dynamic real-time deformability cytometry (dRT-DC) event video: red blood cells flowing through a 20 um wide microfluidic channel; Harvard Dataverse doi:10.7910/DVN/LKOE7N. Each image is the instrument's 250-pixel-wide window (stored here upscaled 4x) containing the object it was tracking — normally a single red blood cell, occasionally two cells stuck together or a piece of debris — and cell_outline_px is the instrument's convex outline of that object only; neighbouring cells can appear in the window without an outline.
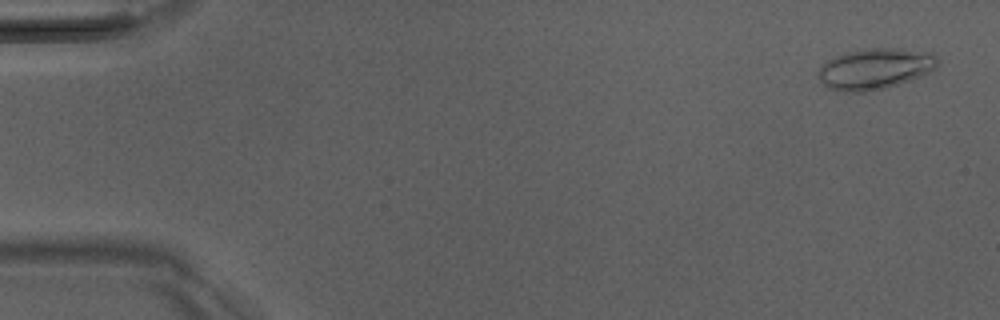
{"species": "Egyptian fruit bat (a non-hibernating species)", "species_latin": "Rousettus aegyptiacus", "temperature_condition": "room temperature", "stored_images_in_passage": 47, "camera_frame_rate_fps": 3000, "um_per_image_px": 0.085, "animal": {"sex": "male"}, "frame": {"image": 1, "passage_image": 2, "time_ms": 0.333, "image_size_px": [1000, 320], "cell_outline_px": [[936, 68], [928, 72], [908, 80], [884, 88], [864, 92], [844, 92], [828, 88], [816, 76], [816, 72], [828, 60], [836, 56], [848, 52], [868, 48], [896, 48], [932, 52], [936, 56]], "centroid_in_image_um": [74.33, 5.84], "position_along_channel_um": 10.7, "area_um2": 28.15}}
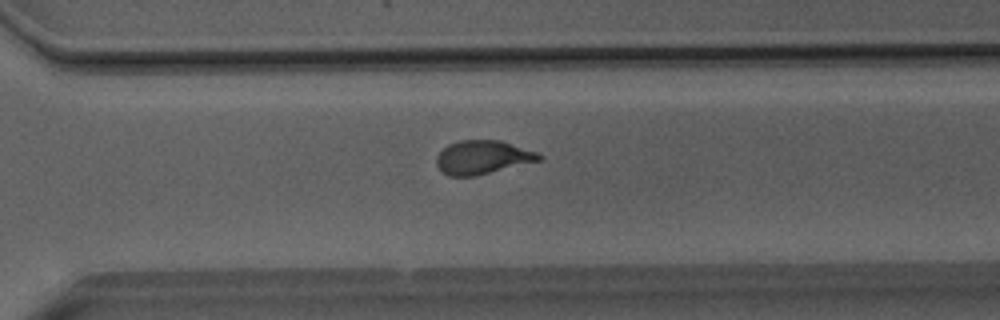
{"frame": {"image": 2, "passage_image": 36, "time_ms": 11.667, "image_size_px": [1000, 320], "cell_outline_px": [[540, 160], [476, 176], [448, 176], [436, 164], [436, 156], [448, 144], [460, 140], [500, 140], [536, 152], [540, 156]], "centroid_in_image_um": [40.98, 13.37], "position_along_channel_um": 329.6, "area_um2": 19.83}}
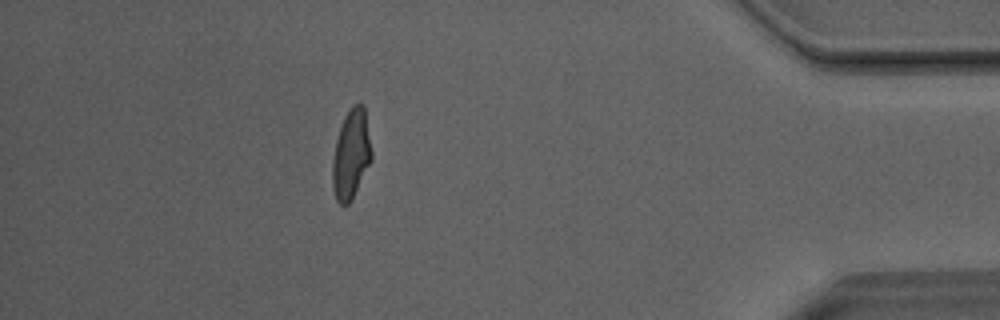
{"frame": {"image": 3, "passage_image": 45, "time_ms": 14.667, "image_size_px": [1000, 320], "cell_outline_px": [[372, 160], [352, 200], [344, 208], [336, 200], [332, 188], [332, 160], [336, 140], [344, 116], [352, 104], [360, 100], [364, 104], [372, 152]], "centroid_in_image_um": [29.85, 13.12], "position_along_channel_um": 405.4, "area_um2": 20.87}, "authors_computed_cell_mechanics": {"area_um2": 20.9236, "velocity_mm_per_s": 4.0775, "shape_relaxation_time_tau1_ms": 6.3222, "shape_relaxation_time_tau2_ms": 1.1241, "deformation_change_tau1": 0.2037, "deformation_change_tau2": 0.0812}}